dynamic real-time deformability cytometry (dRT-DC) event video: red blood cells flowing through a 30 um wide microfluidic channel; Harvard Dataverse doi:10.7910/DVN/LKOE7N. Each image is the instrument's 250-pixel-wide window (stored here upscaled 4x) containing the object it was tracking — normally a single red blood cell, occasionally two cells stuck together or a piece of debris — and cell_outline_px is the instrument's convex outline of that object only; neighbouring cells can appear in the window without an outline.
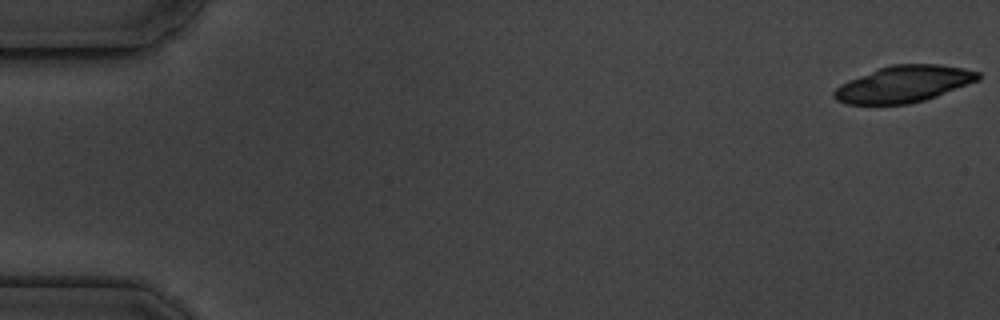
{"species": "common noctule bat (a hibernating species)", "species_latin": "Nyctalus noctula", "temperature_condition": "cold", "stored_images_in_passage": 5, "camera_frame_rate_fps": 3000, "um_per_image_px": 0.085, "animal": {"sex": "male", "body_mass_g": 19.5, "forearm_length_mm": 54.6}, "frame": {"image": 1, "passage_image": 1, "time_ms": 0.0, "image_size_px": [1000, 320], "cell_outline_px": [[980, 80], [936, 96], [924, 100], [908, 104], [848, 104], [836, 100], [832, 96], [832, 92], [840, 84], [848, 80], [880, 68], [892, 64], [940, 64], [964, 68], [980, 72]], "centroid_in_image_um": [76.82, 7.14], "position_along_channel_um": 8.2, "area_um2": 30.63}}